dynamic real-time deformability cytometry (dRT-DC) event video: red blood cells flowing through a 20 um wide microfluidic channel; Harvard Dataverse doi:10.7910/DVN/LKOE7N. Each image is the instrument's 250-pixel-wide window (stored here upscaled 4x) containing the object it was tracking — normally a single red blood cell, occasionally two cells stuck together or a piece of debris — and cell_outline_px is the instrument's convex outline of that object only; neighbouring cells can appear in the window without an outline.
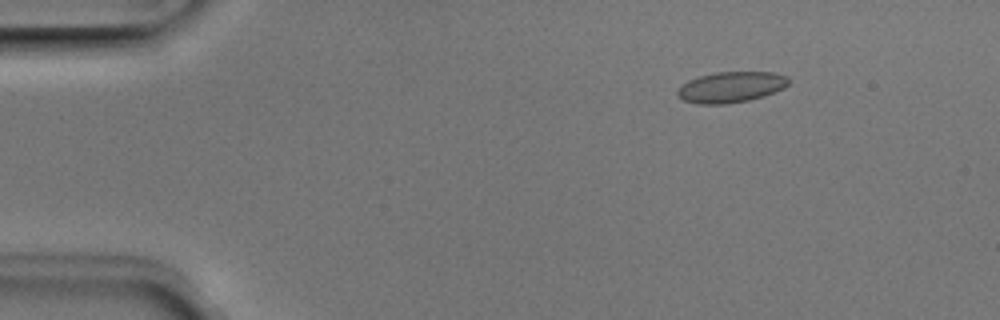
{"species": "Egyptian fruit bat (a non-hibernating species)", "species_latin": "Rousettus aegyptiacus", "temperature_condition": "room temperature", "stored_images_in_passage": 5, "camera_frame_rate_fps": 3000, "um_per_image_px": 0.085, "animal": {"sex": "male"}, "frame": {"image": 1, "passage_image": 2, "time_ms": 0.333, "image_size_px": [1000, 320], "cell_outline_px": [[788, 84], [784, 88], [764, 96], [748, 100], [724, 104], [696, 104], [684, 100], [676, 92], [688, 80], [700, 76], [716, 72], [772, 72], [788, 76]], "centroid_in_image_um": [62.16, 7.4], "position_along_channel_um": 22.8, "area_um2": 19.77}}